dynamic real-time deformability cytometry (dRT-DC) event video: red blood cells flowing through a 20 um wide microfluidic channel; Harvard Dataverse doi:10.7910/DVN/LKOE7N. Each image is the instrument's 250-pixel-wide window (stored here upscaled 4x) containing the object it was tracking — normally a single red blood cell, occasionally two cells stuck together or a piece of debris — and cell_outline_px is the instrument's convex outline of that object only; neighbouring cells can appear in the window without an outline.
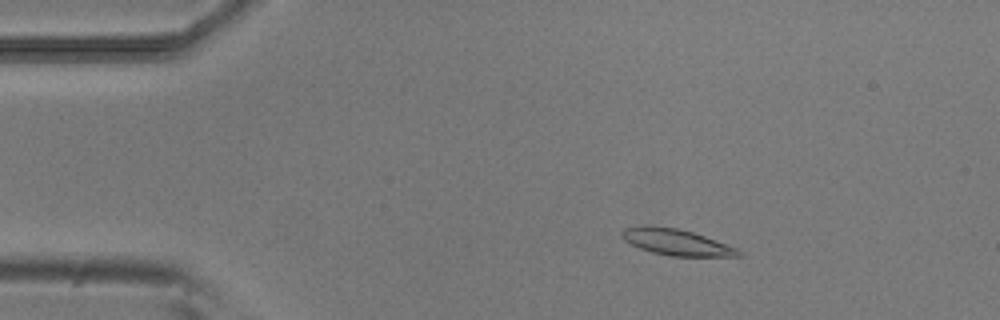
{"species": "common noctule bat (a hibernating species)", "species_latin": "Nyctalus noctula", "temperature_condition": "room temperature", "stored_images_in_passage": 53, "camera_frame_rate_fps": 3000, "um_per_image_px": 0.085, "animal": {"sex": "male", "body_mass_g": 20.5, "forearm_length_mm": 52.5}, "frame": {"image": 1, "passage_image": 9, "time_ms": 2.667, "image_size_px": [1000, 320], "cell_outline_px": [[744, 256], [672, 256], [652, 252], [640, 248], [624, 240], [620, 236], [620, 232], [624, 228], [676, 228], [692, 232], [704, 236], [736, 248]], "centroid_in_image_um": [57.52, 20.62], "position_along_channel_um": 27.5, "area_um2": 16.94}}
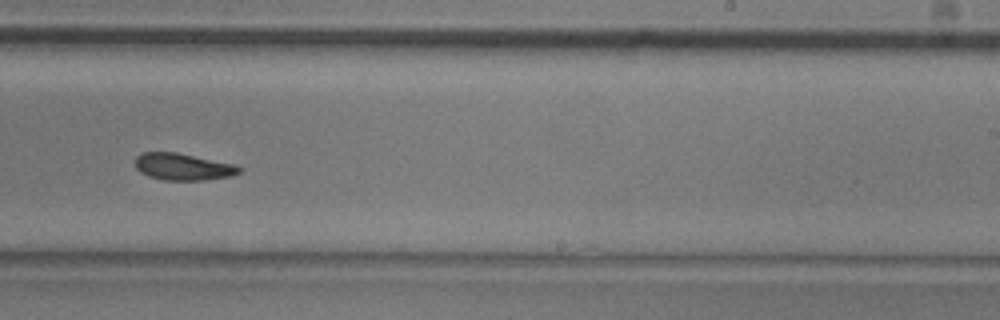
{"frame": {"image": 2, "passage_image": 33, "time_ms": 10.667, "image_size_px": [1000, 320], "cell_outline_px": [[240, 172], [232, 176], [204, 180], [164, 180], [148, 176], [140, 172], [136, 168], [136, 156], [140, 152], [176, 152], [232, 164], [240, 168]], "centroid_in_image_um": [15.5, 14.18], "position_along_channel_um": 273.5, "area_um2": 16.13}}
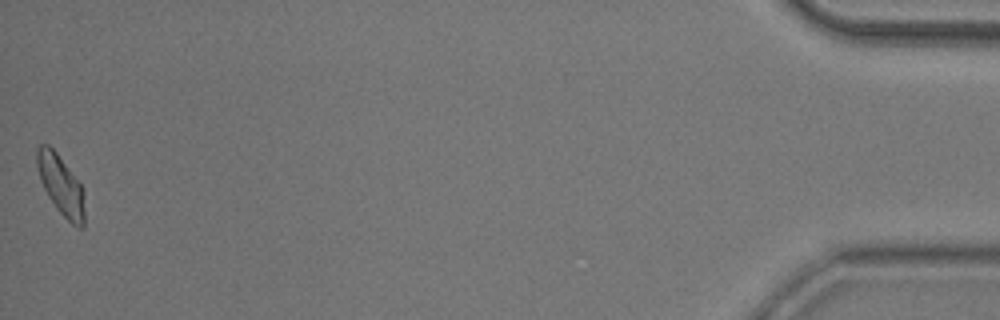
{"frame": {"image": 3, "passage_image": 53, "time_ms": 17.333, "image_size_px": [1000, 320], "cell_outline_px": [[84, 228], [80, 228], [72, 224], [56, 208], [48, 196], [40, 180], [36, 164], [36, 148], [40, 144], [48, 144], [56, 152], [80, 184], [84, 192]], "centroid_in_image_um": [5.16, 15.73], "position_along_channel_um": 430.0, "area_um2": 16.47}, "authors_computed_cell_mechanics": {"area_um2": 16.762, "velocity_mm_per_s": 3.8069, "shape_relaxation_time_tau1_ms": 5.6531, "shape_relaxation_time_tau2_ms": 3.4485, "deformation_change_tau1": 0.1494, "deformation_change_tau2": 0.0902}}